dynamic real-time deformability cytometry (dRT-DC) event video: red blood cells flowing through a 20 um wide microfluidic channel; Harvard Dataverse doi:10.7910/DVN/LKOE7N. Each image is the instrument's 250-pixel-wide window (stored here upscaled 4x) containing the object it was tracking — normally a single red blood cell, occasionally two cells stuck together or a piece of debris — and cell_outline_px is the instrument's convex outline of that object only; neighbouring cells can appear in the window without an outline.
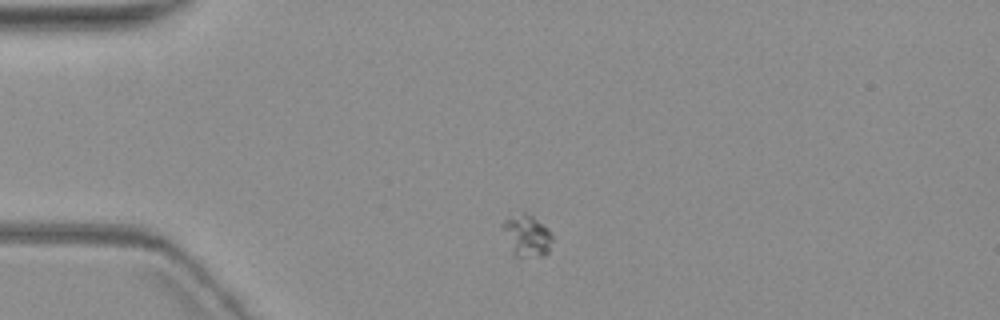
{"species": "common noctule bat (a hibernating species)", "species_latin": "Nyctalus noctula", "temperature_condition": "warm", "stored_images_in_passage": 2, "camera_frame_rate_fps": 3000, "um_per_image_px": 0.085, "animal": {"sex": "female", "body_mass_g": 19.3, "forearm_length_mm": 54.1}, "frame": {"image": 1, "passage_image": 1, "time_ms": 0.0, "image_size_px": [1000, 320], "cell_outline_px": [[552, 240], [548, 252], [544, 256], [516, 264], [500, 228], [500, 224], [508, 216], [524, 212], [532, 216], [548, 228], [552, 232]], "centroid_in_image_um": [44.71, 20.16], "position_along_channel_um": 40.3, "area_um2": 13.35}}